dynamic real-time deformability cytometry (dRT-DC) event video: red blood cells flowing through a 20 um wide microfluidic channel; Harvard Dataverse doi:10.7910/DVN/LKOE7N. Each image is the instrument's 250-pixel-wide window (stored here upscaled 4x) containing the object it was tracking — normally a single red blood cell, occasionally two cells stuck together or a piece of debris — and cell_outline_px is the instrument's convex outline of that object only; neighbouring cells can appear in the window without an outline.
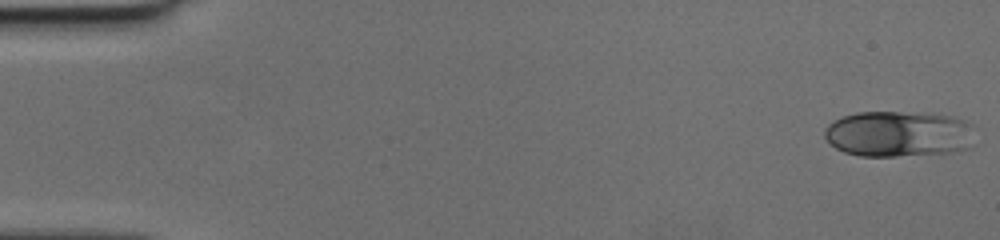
{"species": "human", "species_latin": "Homo sapiens", "temperature_condition": "cold", "stored_images_in_passage": 49, "camera_frame_rate_fps": 3000, "um_per_image_px": 0.085, "donor": {"sex": "female"}, "frame": {"image": 1, "passage_image": 1, "time_ms": 0.0, "image_size_px": [1000, 240], "cell_outline_px": [[972, 124], [968, 148], [952, 152], [896, 156], [860, 156], [844, 152], [836, 148], [824, 136], [824, 128], [828, 124], [844, 116], [856, 112], [900, 112], [956, 116]], "centroid_in_image_um": [76.34, 11.38], "position_along_channel_um": 8.7, "area_um2": 39.94}}
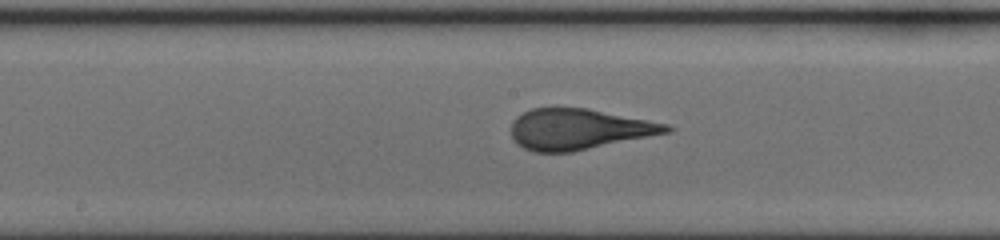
{"frame": {"image": 2, "passage_image": 26, "time_ms": 8.333, "image_size_px": [1000, 240], "cell_outline_px": [[672, 128], [668, 132], [572, 152], [536, 152], [524, 148], [516, 144], [512, 140], [512, 120], [516, 116], [532, 108], [588, 108], [668, 124]], "centroid_in_image_um": [49.14, 10.98], "position_along_channel_um": 199.1, "area_um2": 36.59}}
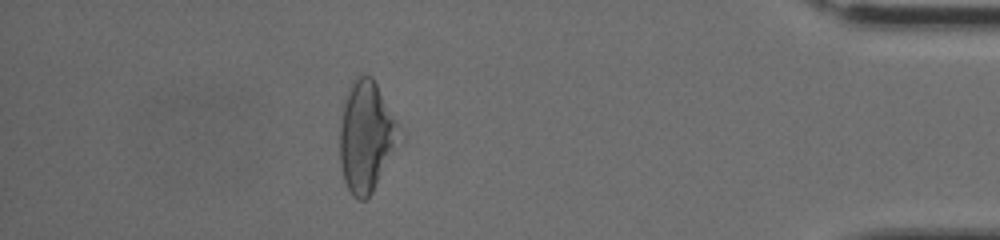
{"frame": {"image": 3, "passage_image": 44, "time_ms": 14.333, "image_size_px": [1000, 240], "cell_outline_px": [[396, 144], [372, 192], [364, 200], [356, 200], [352, 196], [344, 180], [340, 164], [340, 124], [344, 100], [356, 76], [372, 76], [396, 120]], "centroid_in_image_um": [31.06, 11.61], "position_along_channel_um": 404.1, "area_um2": 36.93}}